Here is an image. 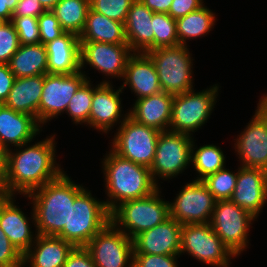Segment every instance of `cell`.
Returning <instances> with one entry per match:
<instances>
[{
    "label": "cell",
    "instance_id": "1",
    "mask_svg": "<svg viewBox=\"0 0 267 267\" xmlns=\"http://www.w3.org/2000/svg\"><path fill=\"white\" fill-rule=\"evenodd\" d=\"M49 137V138H48ZM55 134L46 139L29 142L8 150L7 175L4 192L7 195H23L58 178L64 170L56 162ZM13 150V151H12Z\"/></svg>",
    "mask_w": 267,
    "mask_h": 267
},
{
    "label": "cell",
    "instance_id": "2",
    "mask_svg": "<svg viewBox=\"0 0 267 267\" xmlns=\"http://www.w3.org/2000/svg\"><path fill=\"white\" fill-rule=\"evenodd\" d=\"M84 188L63 172L58 178L27 194L25 197L33 204L34 232L57 236L63 229H69L70 205Z\"/></svg>",
    "mask_w": 267,
    "mask_h": 267
},
{
    "label": "cell",
    "instance_id": "3",
    "mask_svg": "<svg viewBox=\"0 0 267 267\" xmlns=\"http://www.w3.org/2000/svg\"><path fill=\"white\" fill-rule=\"evenodd\" d=\"M102 171L108 197L104 203L109 212L122 202L149 196L159 188L149 168L121 157L111 148L103 158Z\"/></svg>",
    "mask_w": 267,
    "mask_h": 267
},
{
    "label": "cell",
    "instance_id": "4",
    "mask_svg": "<svg viewBox=\"0 0 267 267\" xmlns=\"http://www.w3.org/2000/svg\"><path fill=\"white\" fill-rule=\"evenodd\" d=\"M159 189L149 196L120 203L110 212V221L131 239L164 222L170 217L169 201L162 199Z\"/></svg>",
    "mask_w": 267,
    "mask_h": 267
},
{
    "label": "cell",
    "instance_id": "5",
    "mask_svg": "<svg viewBox=\"0 0 267 267\" xmlns=\"http://www.w3.org/2000/svg\"><path fill=\"white\" fill-rule=\"evenodd\" d=\"M108 222L110 212L104 200H97L90 190L84 188L70 205L69 229H63L57 237L74 247H85Z\"/></svg>",
    "mask_w": 267,
    "mask_h": 267
},
{
    "label": "cell",
    "instance_id": "6",
    "mask_svg": "<svg viewBox=\"0 0 267 267\" xmlns=\"http://www.w3.org/2000/svg\"><path fill=\"white\" fill-rule=\"evenodd\" d=\"M187 47L177 45L146 52L154 62L163 92L175 96L194 90V59Z\"/></svg>",
    "mask_w": 267,
    "mask_h": 267
},
{
    "label": "cell",
    "instance_id": "7",
    "mask_svg": "<svg viewBox=\"0 0 267 267\" xmlns=\"http://www.w3.org/2000/svg\"><path fill=\"white\" fill-rule=\"evenodd\" d=\"M219 86L215 84L199 92L191 90L175 95L172 102L169 131L192 136L207 123L216 105Z\"/></svg>",
    "mask_w": 267,
    "mask_h": 267
},
{
    "label": "cell",
    "instance_id": "8",
    "mask_svg": "<svg viewBox=\"0 0 267 267\" xmlns=\"http://www.w3.org/2000/svg\"><path fill=\"white\" fill-rule=\"evenodd\" d=\"M116 130L111 149L121 157L150 169L161 131L141 124L130 116Z\"/></svg>",
    "mask_w": 267,
    "mask_h": 267
},
{
    "label": "cell",
    "instance_id": "9",
    "mask_svg": "<svg viewBox=\"0 0 267 267\" xmlns=\"http://www.w3.org/2000/svg\"><path fill=\"white\" fill-rule=\"evenodd\" d=\"M183 253L213 267H229L236 258L209 223L182 225L180 255Z\"/></svg>",
    "mask_w": 267,
    "mask_h": 267
},
{
    "label": "cell",
    "instance_id": "10",
    "mask_svg": "<svg viewBox=\"0 0 267 267\" xmlns=\"http://www.w3.org/2000/svg\"><path fill=\"white\" fill-rule=\"evenodd\" d=\"M255 219V216L230 199L218 200L209 224L222 242L238 257L249 244L250 227Z\"/></svg>",
    "mask_w": 267,
    "mask_h": 267
},
{
    "label": "cell",
    "instance_id": "11",
    "mask_svg": "<svg viewBox=\"0 0 267 267\" xmlns=\"http://www.w3.org/2000/svg\"><path fill=\"white\" fill-rule=\"evenodd\" d=\"M194 137L172 131H162L157 139L154 161L150 167L154 182L172 179L190 166Z\"/></svg>",
    "mask_w": 267,
    "mask_h": 267
},
{
    "label": "cell",
    "instance_id": "12",
    "mask_svg": "<svg viewBox=\"0 0 267 267\" xmlns=\"http://www.w3.org/2000/svg\"><path fill=\"white\" fill-rule=\"evenodd\" d=\"M96 267H133V239L108 222L85 246Z\"/></svg>",
    "mask_w": 267,
    "mask_h": 267
},
{
    "label": "cell",
    "instance_id": "13",
    "mask_svg": "<svg viewBox=\"0 0 267 267\" xmlns=\"http://www.w3.org/2000/svg\"><path fill=\"white\" fill-rule=\"evenodd\" d=\"M87 79L90 80L83 70L74 74L45 75L39 103V124L42 128L50 120L66 112L70 100Z\"/></svg>",
    "mask_w": 267,
    "mask_h": 267
},
{
    "label": "cell",
    "instance_id": "14",
    "mask_svg": "<svg viewBox=\"0 0 267 267\" xmlns=\"http://www.w3.org/2000/svg\"><path fill=\"white\" fill-rule=\"evenodd\" d=\"M215 203L203 181L192 180L169 202L170 216L181 225L209 223Z\"/></svg>",
    "mask_w": 267,
    "mask_h": 267
},
{
    "label": "cell",
    "instance_id": "15",
    "mask_svg": "<svg viewBox=\"0 0 267 267\" xmlns=\"http://www.w3.org/2000/svg\"><path fill=\"white\" fill-rule=\"evenodd\" d=\"M132 52L128 44L80 42V68L89 65L104 76L121 79Z\"/></svg>",
    "mask_w": 267,
    "mask_h": 267
},
{
    "label": "cell",
    "instance_id": "16",
    "mask_svg": "<svg viewBox=\"0 0 267 267\" xmlns=\"http://www.w3.org/2000/svg\"><path fill=\"white\" fill-rule=\"evenodd\" d=\"M246 128L234 139V148L242 167H267V117L256 107Z\"/></svg>",
    "mask_w": 267,
    "mask_h": 267
},
{
    "label": "cell",
    "instance_id": "17",
    "mask_svg": "<svg viewBox=\"0 0 267 267\" xmlns=\"http://www.w3.org/2000/svg\"><path fill=\"white\" fill-rule=\"evenodd\" d=\"M121 93H123L121 87L115 91L110 80L104 79L96 85L89 114V126L91 128L107 134V132L113 129L115 123L117 126V123L119 125L126 120L129 113L125 112V115L122 114Z\"/></svg>",
    "mask_w": 267,
    "mask_h": 267
},
{
    "label": "cell",
    "instance_id": "18",
    "mask_svg": "<svg viewBox=\"0 0 267 267\" xmlns=\"http://www.w3.org/2000/svg\"><path fill=\"white\" fill-rule=\"evenodd\" d=\"M182 225L171 216L133 238V254L180 255Z\"/></svg>",
    "mask_w": 267,
    "mask_h": 267
},
{
    "label": "cell",
    "instance_id": "19",
    "mask_svg": "<svg viewBox=\"0 0 267 267\" xmlns=\"http://www.w3.org/2000/svg\"><path fill=\"white\" fill-rule=\"evenodd\" d=\"M230 200L258 218L267 203V176L262 168H238L235 190Z\"/></svg>",
    "mask_w": 267,
    "mask_h": 267
},
{
    "label": "cell",
    "instance_id": "20",
    "mask_svg": "<svg viewBox=\"0 0 267 267\" xmlns=\"http://www.w3.org/2000/svg\"><path fill=\"white\" fill-rule=\"evenodd\" d=\"M15 196L8 195L0 204V227L6 237L23 255L34 243L37 233L32 232L30 221L35 223L33 209L31 218L14 203ZM34 234V235H33Z\"/></svg>",
    "mask_w": 267,
    "mask_h": 267
},
{
    "label": "cell",
    "instance_id": "21",
    "mask_svg": "<svg viewBox=\"0 0 267 267\" xmlns=\"http://www.w3.org/2000/svg\"><path fill=\"white\" fill-rule=\"evenodd\" d=\"M121 80H123L121 89L129 86L137 99L162 92L154 62L144 52H133L127 61Z\"/></svg>",
    "mask_w": 267,
    "mask_h": 267
},
{
    "label": "cell",
    "instance_id": "22",
    "mask_svg": "<svg viewBox=\"0 0 267 267\" xmlns=\"http://www.w3.org/2000/svg\"><path fill=\"white\" fill-rule=\"evenodd\" d=\"M40 131L42 126L33 116L0 104V143L7 150L33 142Z\"/></svg>",
    "mask_w": 267,
    "mask_h": 267
},
{
    "label": "cell",
    "instance_id": "23",
    "mask_svg": "<svg viewBox=\"0 0 267 267\" xmlns=\"http://www.w3.org/2000/svg\"><path fill=\"white\" fill-rule=\"evenodd\" d=\"M153 11L141 0H135L125 21L128 45L133 52L154 50Z\"/></svg>",
    "mask_w": 267,
    "mask_h": 267
},
{
    "label": "cell",
    "instance_id": "24",
    "mask_svg": "<svg viewBox=\"0 0 267 267\" xmlns=\"http://www.w3.org/2000/svg\"><path fill=\"white\" fill-rule=\"evenodd\" d=\"M174 96L166 92L136 99L127 112L135 121L159 131H168Z\"/></svg>",
    "mask_w": 267,
    "mask_h": 267
},
{
    "label": "cell",
    "instance_id": "25",
    "mask_svg": "<svg viewBox=\"0 0 267 267\" xmlns=\"http://www.w3.org/2000/svg\"><path fill=\"white\" fill-rule=\"evenodd\" d=\"M73 248L60 237L37 234L32 246L23 254V267H63Z\"/></svg>",
    "mask_w": 267,
    "mask_h": 267
},
{
    "label": "cell",
    "instance_id": "26",
    "mask_svg": "<svg viewBox=\"0 0 267 267\" xmlns=\"http://www.w3.org/2000/svg\"><path fill=\"white\" fill-rule=\"evenodd\" d=\"M49 74H74L80 68V40L76 34L65 32L45 44Z\"/></svg>",
    "mask_w": 267,
    "mask_h": 267
},
{
    "label": "cell",
    "instance_id": "27",
    "mask_svg": "<svg viewBox=\"0 0 267 267\" xmlns=\"http://www.w3.org/2000/svg\"><path fill=\"white\" fill-rule=\"evenodd\" d=\"M45 75L15 78L4 105L14 111L33 116L39 123V103Z\"/></svg>",
    "mask_w": 267,
    "mask_h": 267
},
{
    "label": "cell",
    "instance_id": "28",
    "mask_svg": "<svg viewBox=\"0 0 267 267\" xmlns=\"http://www.w3.org/2000/svg\"><path fill=\"white\" fill-rule=\"evenodd\" d=\"M78 37L80 42L128 44L124 23L112 20L91 9L88 11L84 28Z\"/></svg>",
    "mask_w": 267,
    "mask_h": 267
},
{
    "label": "cell",
    "instance_id": "29",
    "mask_svg": "<svg viewBox=\"0 0 267 267\" xmlns=\"http://www.w3.org/2000/svg\"><path fill=\"white\" fill-rule=\"evenodd\" d=\"M15 78H25L48 73V55L42 43L19 45L7 63Z\"/></svg>",
    "mask_w": 267,
    "mask_h": 267
},
{
    "label": "cell",
    "instance_id": "30",
    "mask_svg": "<svg viewBox=\"0 0 267 267\" xmlns=\"http://www.w3.org/2000/svg\"><path fill=\"white\" fill-rule=\"evenodd\" d=\"M215 17V13L204 4L201 8L176 19L179 44L187 46V40L207 35L214 28Z\"/></svg>",
    "mask_w": 267,
    "mask_h": 267
},
{
    "label": "cell",
    "instance_id": "31",
    "mask_svg": "<svg viewBox=\"0 0 267 267\" xmlns=\"http://www.w3.org/2000/svg\"><path fill=\"white\" fill-rule=\"evenodd\" d=\"M90 9V0H59L51 10L65 32L79 36Z\"/></svg>",
    "mask_w": 267,
    "mask_h": 267
},
{
    "label": "cell",
    "instance_id": "32",
    "mask_svg": "<svg viewBox=\"0 0 267 267\" xmlns=\"http://www.w3.org/2000/svg\"><path fill=\"white\" fill-rule=\"evenodd\" d=\"M195 146L197 145H195L193 139L191 164H193L192 166L196 173L199 174L195 180L202 181L207 176L216 173L226 166V156L218 146L214 144L203 145L199 148Z\"/></svg>",
    "mask_w": 267,
    "mask_h": 267
},
{
    "label": "cell",
    "instance_id": "33",
    "mask_svg": "<svg viewBox=\"0 0 267 267\" xmlns=\"http://www.w3.org/2000/svg\"><path fill=\"white\" fill-rule=\"evenodd\" d=\"M91 80H86L70 100L66 114L70 116L74 124L82 123L89 127V114L92 106L93 92L96 86H92Z\"/></svg>",
    "mask_w": 267,
    "mask_h": 267
},
{
    "label": "cell",
    "instance_id": "34",
    "mask_svg": "<svg viewBox=\"0 0 267 267\" xmlns=\"http://www.w3.org/2000/svg\"><path fill=\"white\" fill-rule=\"evenodd\" d=\"M238 171L232 172L226 167L203 179V183L215 200H229L235 190Z\"/></svg>",
    "mask_w": 267,
    "mask_h": 267
},
{
    "label": "cell",
    "instance_id": "35",
    "mask_svg": "<svg viewBox=\"0 0 267 267\" xmlns=\"http://www.w3.org/2000/svg\"><path fill=\"white\" fill-rule=\"evenodd\" d=\"M154 49L180 45L176 19L167 13H153Z\"/></svg>",
    "mask_w": 267,
    "mask_h": 267
},
{
    "label": "cell",
    "instance_id": "36",
    "mask_svg": "<svg viewBox=\"0 0 267 267\" xmlns=\"http://www.w3.org/2000/svg\"><path fill=\"white\" fill-rule=\"evenodd\" d=\"M135 0H90V9L106 17L125 23L127 13Z\"/></svg>",
    "mask_w": 267,
    "mask_h": 267
},
{
    "label": "cell",
    "instance_id": "37",
    "mask_svg": "<svg viewBox=\"0 0 267 267\" xmlns=\"http://www.w3.org/2000/svg\"><path fill=\"white\" fill-rule=\"evenodd\" d=\"M11 23L18 34L21 45L41 43L37 17H12Z\"/></svg>",
    "mask_w": 267,
    "mask_h": 267
},
{
    "label": "cell",
    "instance_id": "38",
    "mask_svg": "<svg viewBox=\"0 0 267 267\" xmlns=\"http://www.w3.org/2000/svg\"><path fill=\"white\" fill-rule=\"evenodd\" d=\"M19 45L18 34L11 21H0V63L7 64Z\"/></svg>",
    "mask_w": 267,
    "mask_h": 267
},
{
    "label": "cell",
    "instance_id": "39",
    "mask_svg": "<svg viewBox=\"0 0 267 267\" xmlns=\"http://www.w3.org/2000/svg\"><path fill=\"white\" fill-rule=\"evenodd\" d=\"M37 20L40 32V42L44 45L65 33L60 26L59 20L51 10H46L37 18Z\"/></svg>",
    "mask_w": 267,
    "mask_h": 267
},
{
    "label": "cell",
    "instance_id": "40",
    "mask_svg": "<svg viewBox=\"0 0 267 267\" xmlns=\"http://www.w3.org/2000/svg\"><path fill=\"white\" fill-rule=\"evenodd\" d=\"M0 267H23V255L0 227Z\"/></svg>",
    "mask_w": 267,
    "mask_h": 267
},
{
    "label": "cell",
    "instance_id": "41",
    "mask_svg": "<svg viewBox=\"0 0 267 267\" xmlns=\"http://www.w3.org/2000/svg\"><path fill=\"white\" fill-rule=\"evenodd\" d=\"M180 255L133 254V267H179Z\"/></svg>",
    "mask_w": 267,
    "mask_h": 267
},
{
    "label": "cell",
    "instance_id": "42",
    "mask_svg": "<svg viewBox=\"0 0 267 267\" xmlns=\"http://www.w3.org/2000/svg\"><path fill=\"white\" fill-rule=\"evenodd\" d=\"M63 267H96L90 252L85 247H74Z\"/></svg>",
    "mask_w": 267,
    "mask_h": 267
},
{
    "label": "cell",
    "instance_id": "43",
    "mask_svg": "<svg viewBox=\"0 0 267 267\" xmlns=\"http://www.w3.org/2000/svg\"><path fill=\"white\" fill-rule=\"evenodd\" d=\"M204 4L203 0H173L168 14L173 19H178L201 8Z\"/></svg>",
    "mask_w": 267,
    "mask_h": 267
},
{
    "label": "cell",
    "instance_id": "44",
    "mask_svg": "<svg viewBox=\"0 0 267 267\" xmlns=\"http://www.w3.org/2000/svg\"><path fill=\"white\" fill-rule=\"evenodd\" d=\"M46 10L40 4L39 0H19L12 17H39Z\"/></svg>",
    "mask_w": 267,
    "mask_h": 267
},
{
    "label": "cell",
    "instance_id": "45",
    "mask_svg": "<svg viewBox=\"0 0 267 267\" xmlns=\"http://www.w3.org/2000/svg\"><path fill=\"white\" fill-rule=\"evenodd\" d=\"M15 75L8 64L0 63V104H4L13 86Z\"/></svg>",
    "mask_w": 267,
    "mask_h": 267
},
{
    "label": "cell",
    "instance_id": "46",
    "mask_svg": "<svg viewBox=\"0 0 267 267\" xmlns=\"http://www.w3.org/2000/svg\"><path fill=\"white\" fill-rule=\"evenodd\" d=\"M19 0H0V21H11L12 13Z\"/></svg>",
    "mask_w": 267,
    "mask_h": 267
},
{
    "label": "cell",
    "instance_id": "47",
    "mask_svg": "<svg viewBox=\"0 0 267 267\" xmlns=\"http://www.w3.org/2000/svg\"><path fill=\"white\" fill-rule=\"evenodd\" d=\"M154 13H167L169 12L170 5L173 0H141Z\"/></svg>",
    "mask_w": 267,
    "mask_h": 267
},
{
    "label": "cell",
    "instance_id": "48",
    "mask_svg": "<svg viewBox=\"0 0 267 267\" xmlns=\"http://www.w3.org/2000/svg\"><path fill=\"white\" fill-rule=\"evenodd\" d=\"M8 150L0 143V190H4L7 175Z\"/></svg>",
    "mask_w": 267,
    "mask_h": 267
},
{
    "label": "cell",
    "instance_id": "49",
    "mask_svg": "<svg viewBox=\"0 0 267 267\" xmlns=\"http://www.w3.org/2000/svg\"><path fill=\"white\" fill-rule=\"evenodd\" d=\"M263 97L259 100L257 107L261 110V112L267 117V94H263Z\"/></svg>",
    "mask_w": 267,
    "mask_h": 267
},
{
    "label": "cell",
    "instance_id": "50",
    "mask_svg": "<svg viewBox=\"0 0 267 267\" xmlns=\"http://www.w3.org/2000/svg\"><path fill=\"white\" fill-rule=\"evenodd\" d=\"M59 0H39L45 10H52Z\"/></svg>",
    "mask_w": 267,
    "mask_h": 267
},
{
    "label": "cell",
    "instance_id": "51",
    "mask_svg": "<svg viewBox=\"0 0 267 267\" xmlns=\"http://www.w3.org/2000/svg\"><path fill=\"white\" fill-rule=\"evenodd\" d=\"M7 196L8 195L3 190H0V204Z\"/></svg>",
    "mask_w": 267,
    "mask_h": 267
}]
</instances>
